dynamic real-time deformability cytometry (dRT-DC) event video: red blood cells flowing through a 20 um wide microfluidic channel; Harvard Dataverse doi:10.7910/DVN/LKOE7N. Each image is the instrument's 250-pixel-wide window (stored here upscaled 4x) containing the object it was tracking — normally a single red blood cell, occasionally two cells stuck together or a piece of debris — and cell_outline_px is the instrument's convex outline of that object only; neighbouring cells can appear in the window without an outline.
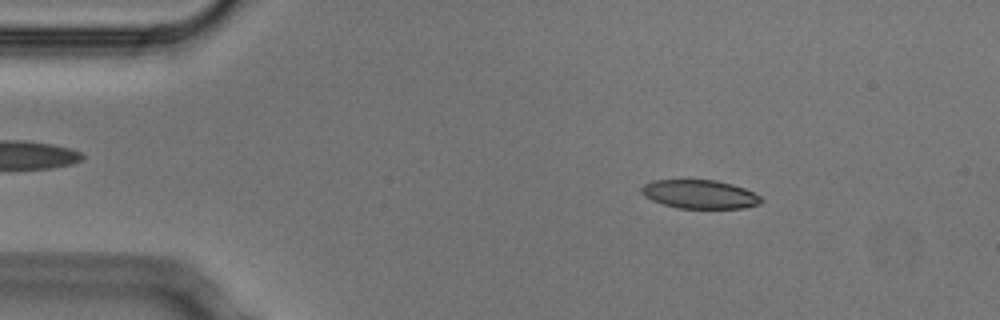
{"species": "Egyptian fruit bat (a non-hibernating species)", "species_latin": "Rousettus aegyptiacus", "temperature_condition": "cold", "stored_images_in_passage": 4, "camera_frame_rate_fps": 3000, "um_per_image_px": 0.085, "animal": {"sex": "male"}, "frame": {"image": 1, "passage_image": 2, "time_ms": 0.333, "image_size_px": [1000, 320], "cell_outline_px": [[764, 200], [760, 204], [744, 208], [676, 208], [652, 200], [644, 196], [640, 192], [640, 188], [644, 184], [652, 180], [716, 180], [732, 184], [744, 188], [760, 196]], "centroid_in_image_um": [59.47, 16.51], "position_along_channel_um": 25.5, "area_um2": 20.06}}
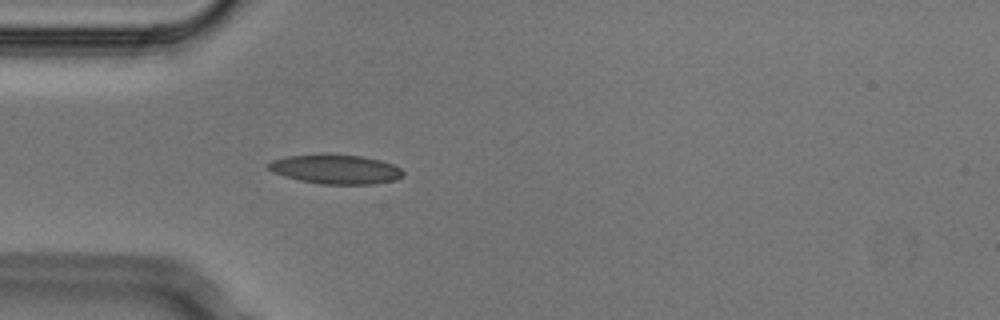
{"frame": {"image": 2, "passage_image": 4, "time_ms": 1.0, "image_size_px": [1000, 320], "cell_outline_px": [[404, 172], [396, 180], [376, 184], [320, 184], [300, 180], [284, 176], [272, 172], [268, 168], [268, 164], [272, 160], [288, 156], [360, 156], [380, 160], [392, 164], [400, 168]], "centroid_in_image_um": [28.55, 14.42], "position_along_channel_um": 56.4, "area_um2": 22.31}}